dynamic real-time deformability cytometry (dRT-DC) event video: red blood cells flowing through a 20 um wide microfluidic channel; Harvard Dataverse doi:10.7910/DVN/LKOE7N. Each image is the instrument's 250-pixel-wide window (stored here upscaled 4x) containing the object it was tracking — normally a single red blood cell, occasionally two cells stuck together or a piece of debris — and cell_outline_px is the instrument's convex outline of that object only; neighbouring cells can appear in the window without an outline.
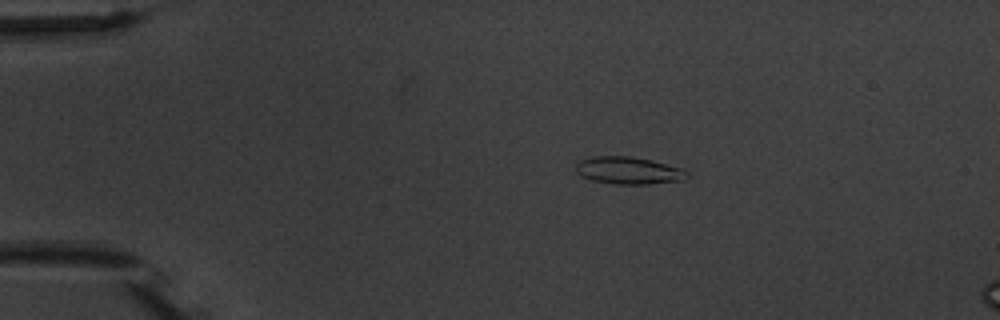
{"species": "common noctule bat (a hibernating species)", "species_latin": "Nyctalus noctula", "temperature_condition": "warm", "stored_images_in_passage": 5, "camera_frame_rate_fps": 3000, "um_per_image_px": 0.085, "animal": {"sex": "male", "body_mass_g": 20.1, "forearm_length_mm": 53.5}, "frame": {"image": 1, "passage_image": 3, "time_ms": 2.667, "image_size_px": [1000, 320], "cell_outline_px": [[688, 176], [684, 180], [648, 184], [616, 184], [592, 180], [580, 176], [576, 172], [576, 164], [580, 160], [592, 156], [632, 156], [652, 160], [684, 168], [688, 172]], "centroid_in_image_um": [53.44, 14.48], "position_along_channel_um": 31.6, "area_um2": 17.92}}